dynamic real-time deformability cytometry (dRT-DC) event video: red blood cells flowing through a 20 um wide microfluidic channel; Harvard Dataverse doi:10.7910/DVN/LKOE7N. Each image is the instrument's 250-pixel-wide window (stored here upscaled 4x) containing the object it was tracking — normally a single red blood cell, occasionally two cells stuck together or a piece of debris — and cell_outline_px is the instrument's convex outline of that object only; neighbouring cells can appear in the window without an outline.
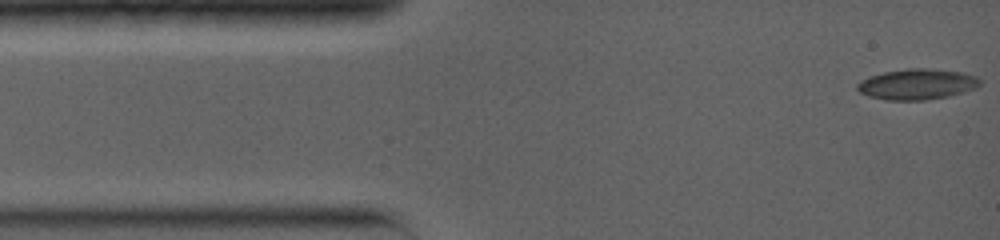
{"species": "common noctule bat (a hibernating species)", "species_latin": "Nyctalus noctula", "temperature_condition": "warm", "stored_images_in_passage": 28, "camera_frame_rate_fps": 5000, "um_per_image_px": 0.085, "animal": {"sex": "female", "body_mass_g": 19.0, "forearm_length_mm": 56.7}, "frame": {"image": 1, "passage_image": 1, "time_ms": 0.0, "image_size_px": [1000, 240], "cell_outline_px": [[980, 84], [976, 88], [948, 96], [924, 100], [888, 100], [868, 96], [860, 92], [856, 88], [856, 84], [860, 80], [884, 72], [908, 68], [924, 68], [964, 72], [976, 76], [980, 80]], "centroid_in_image_um": [77.94, 7.15], "position_along_channel_um": 7.1, "area_um2": 21.85}}
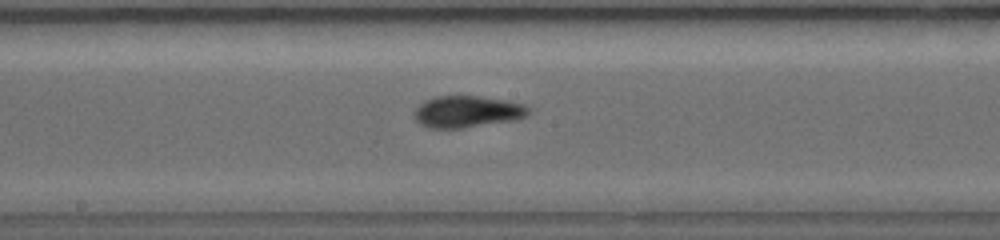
{"frame": {"image": 2, "passage_image": 12, "time_ms": 7.0, "image_size_px": [1000, 240], "cell_outline_px": [[532, 112], [528, 116], [516, 120], [464, 128], [428, 128], [420, 124], [412, 116], [412, 112], [424, 100], [436, 96], [476, 96], [508, 100], [524, 104], [532, 108]], "centroid_in_image_um": [39.75, 9.49], "position_along_channel_um": 208.5, "area_um2": 21.62}}
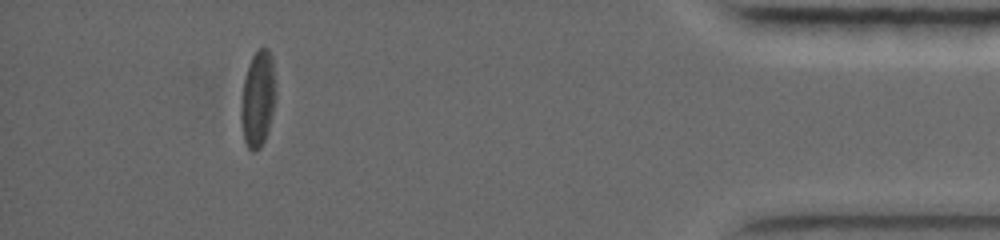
{"frame": {"image": 3, "passage_image": 25, "time_ms": 13.8, "image_size_px": [1000, 240], "cell_outline_px": [[276, 96], [268, 132], [260, 148], [256, 152], [252, 152], [248, 148], [244, 140], [240, 116], [240, 104], [244, 80], [252, 56], [260, 48], [268, 48], [272, 56], [276, 92]], "centroid_in_image_um": [21.92, 8.43], "position_along_channel_um": 413.3, "area_um2": 19.59}, "authors_computed_cell_mechanics": {"area_um2": 20.4034, "velocity_mm_per_s": 3.9309, "shape_relaxation_time_tau1_ms": 6.8948, "shape_relaxation_time_tau2_ms": 3.0439, "deformation_change_tau1": 0.2185, "deformation_change_tau2": 0.0814}}